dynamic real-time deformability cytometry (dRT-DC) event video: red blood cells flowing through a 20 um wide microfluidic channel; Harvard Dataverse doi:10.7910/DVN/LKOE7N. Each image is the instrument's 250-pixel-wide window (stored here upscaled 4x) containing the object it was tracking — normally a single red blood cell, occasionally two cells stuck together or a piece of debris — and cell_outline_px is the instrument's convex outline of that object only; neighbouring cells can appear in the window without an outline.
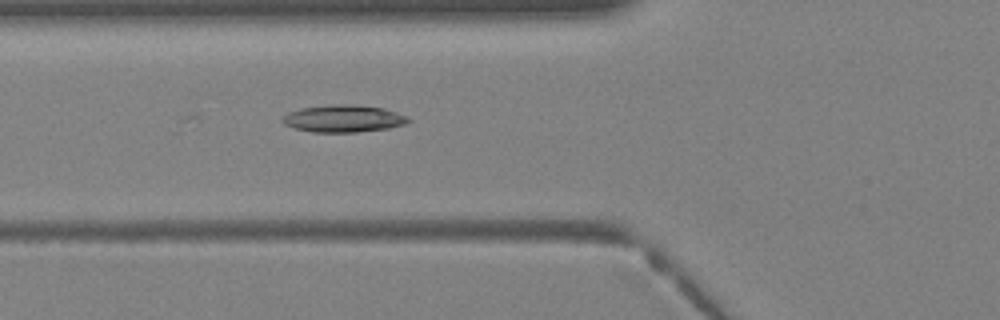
{"species": "Egyptian fruit bat (a non-hibernating species)", "species_latin": "Rousettus aegyptiacus", "temperature_condition": "warm", "stored_images_in_passage": 30, "camera_frame_rate_fps": 3000, "um_per_image_px": 0.085, "animal": {"sex": "female"}, "frame": {"image": 1, "passage_image": 5, "time_ms": 1.333, "image_size_px": [1000, 320], "cell_outline_px": [[412, 120], [408, 124], [388, 128], [356, 132], [312, 132], [292, 128], [284, 124], [280, 120], [288, 112], [300, 108], [332, 104], [344, 104], [384, 108], [408, 116]], "centroid_in_image_um": [29.19, 10.08], "position_along_channel_um": 96.6, "area_um2": 20.11}}
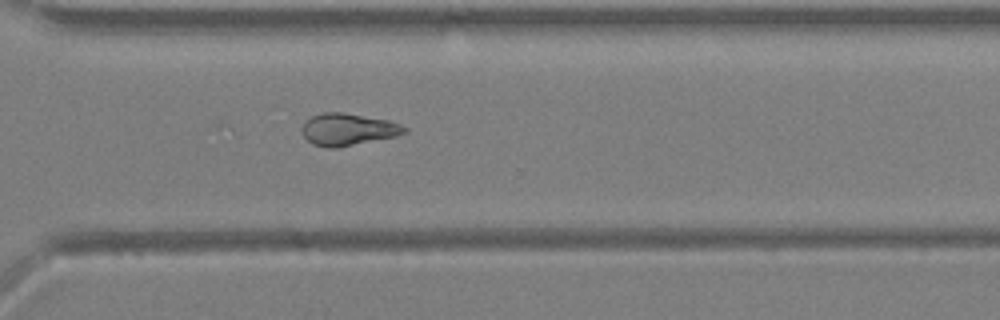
{"frame": {"image": 2, "passage_image": 19, "time_ms": 6.0, "image_size_px": [1000, 320], "cell_outline_px": [[408, 132], [396, 136], [336, 148], [328, 148], [312, 144], [304, 136], [304, 124], [312, 116], [324, 112], [344, 112], [388, 120], [400, 124], [408, 128]], "centroid_in_image_um": [29.62, 11.0], "position_along_channel_um": 341.0, "area_um2": 18.96}}
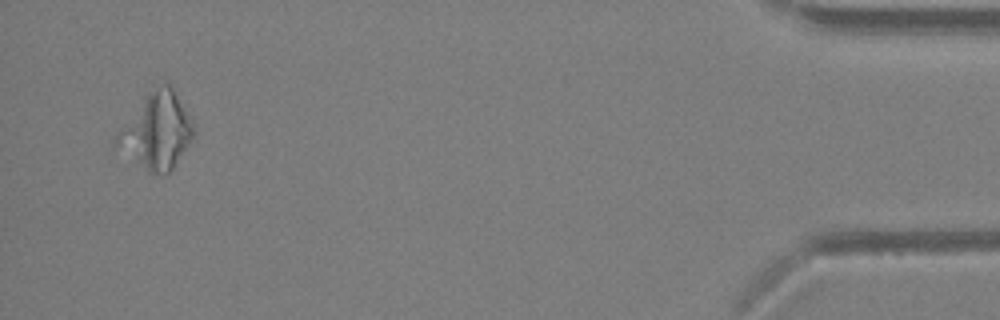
{"frame": {"image": 3, "passage_image": 28, "time_ms": 9.0, "image_size_px": [1000, 320], "cell_outline_px": [[196, 132], [172, 168], [168, 172], [148, 172], [112, 144], [116, 136], [144, 92], [168, 80], [172, 84], [188, 112]], "centroid_in_image_um": [13.31, 11.03], "position_along_channel_um": 421.9, "area_um2": 34.1}}